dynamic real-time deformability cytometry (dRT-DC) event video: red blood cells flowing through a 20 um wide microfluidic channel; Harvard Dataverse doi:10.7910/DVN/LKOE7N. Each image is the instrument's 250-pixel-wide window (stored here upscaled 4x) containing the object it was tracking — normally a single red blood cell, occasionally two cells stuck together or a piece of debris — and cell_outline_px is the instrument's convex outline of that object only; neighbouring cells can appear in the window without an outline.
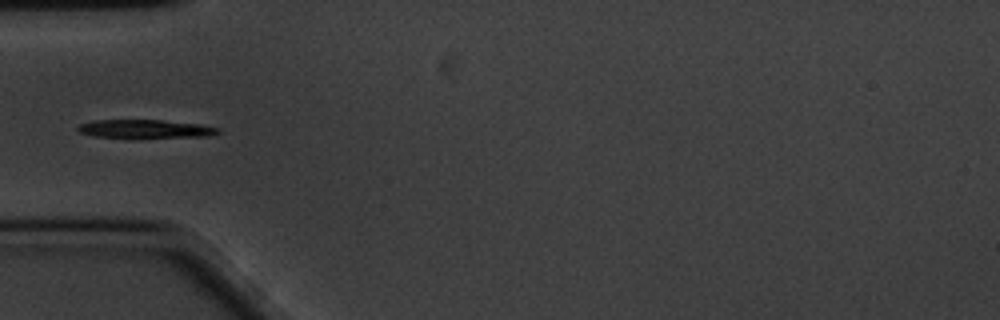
{"species": "common noctule bat (a hibernating species)", "species_latin": "Nyctalus noctula", "temperature_condition": "cold", "stored_images_in_passage": 41, "camera_frame_rate_fps": 3000, "um_per_image_px": 0.085, "animal": {"sex": "male", "body_mass_g": 20.1, "forearm_length_mm": 53.5}, "frame": {"image": 1, "passage_image": 1, "time_ms": 0.0, "image_size_px": [1000, 320], "cell_outline_px": [[220, 132], [208, 136], [132, 140], [92, 136], [80, 132], [76, 128], [80, 124], [96, 120], [160, 120], [200, 124], [220, 128]], "centroid_in_image_um": [12.34, 11.0], "position_along_channel_um": 72.7, "area_um2": 15.95}}
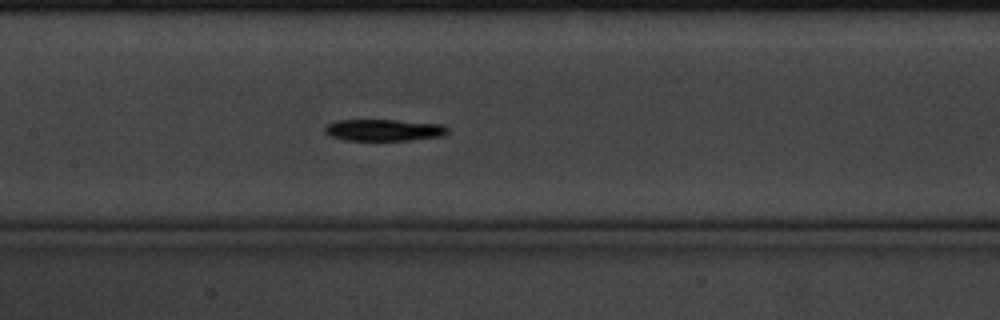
{"frame": {"image": 2, "passage_image": 10, "time_ms": 3.0, "image_size_px": [1000, 320], "cell_outline_px": [[448, 132], [440, 136], [408, 140], [344, 140], [332, 136], [324, 132], [324, 128], [328, 124], [336, 120], [396, 120], [444, 124], [448, 128]], "centroid_in_image_um": [32.62, 11.05], "position_along_channel_um": 174.8, "area_um2": 15.43}}
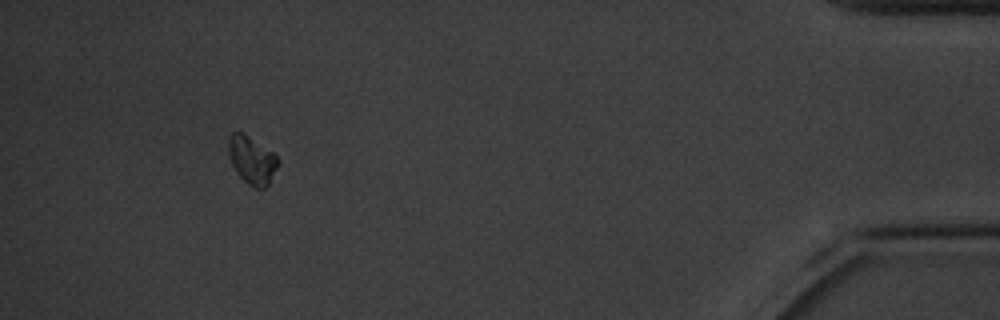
{"frame": {"image": 3, "passage_image": 37, "time_ms": 12.0, "image_size_px": [1000, 320], "cell_outline_px": [[280, 160], [268, 184], [264, 188], [256, 188], [248, 184], [236, 172], [232, 164], [228, 152], [228, 140], [232, 132], [244, 132], [272, 152]], "centroid_in_image_um": [21.39, 13.58], "position_along_channel_um": 413.8, "area_um2": 13.64}}